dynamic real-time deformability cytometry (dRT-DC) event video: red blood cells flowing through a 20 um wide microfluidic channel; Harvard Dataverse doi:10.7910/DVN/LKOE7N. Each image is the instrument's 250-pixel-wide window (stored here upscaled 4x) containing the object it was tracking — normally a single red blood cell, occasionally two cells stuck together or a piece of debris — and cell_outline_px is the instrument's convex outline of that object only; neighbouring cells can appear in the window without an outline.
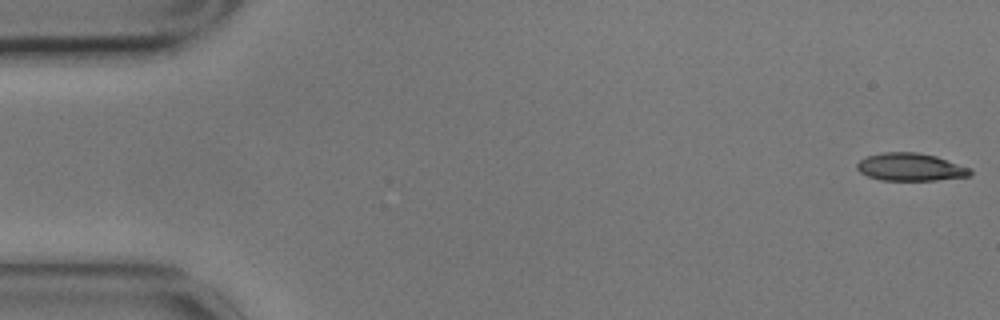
{"species": "common noctule bat (a hibernating species)", "species_latin": "Nyctalus noctula", "temperature_condition": "cold", "stored_images_in_passage": 57, "camera_frame_rate_fps": 3000, "um_per_image_px": 0.085, "animal": {"sex": "male", "body_mass_g": 17.9}, "frame": {"image": 1, "passage_image": 1, "time_ms": 0.0, "image_size_px": [1000, 320], "cell_outline_px": [[972, 176], [936, 180], [880, 180], [868, 176], [860, 172], [856, 168], [856, 164], [860, 160], [868, 156], [884, 152], [916, 152], [936, 156], [972, 168]], "centroid_in_image_um": [77.42, 14.2], "position_along_channel_um": 7.6, "area_um2": 18.38}}
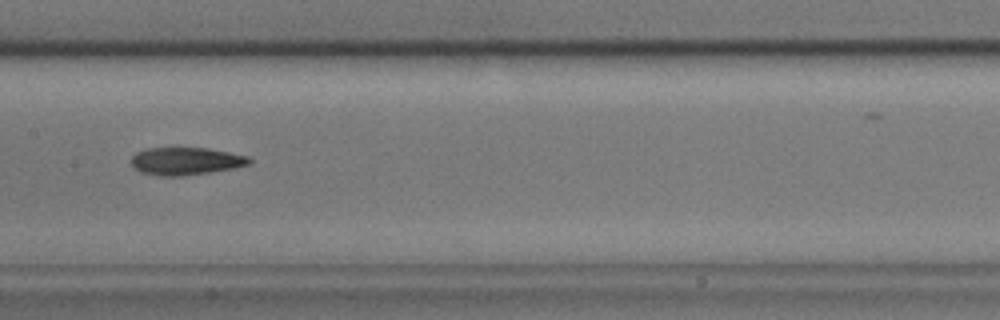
{"frame": {"image": 2, "passage_image": 28, "time_ms": 9.0, "image_size_px": [1000, 320], "cell_outline_px": [[252, 164], [236, 168], [180, 176], [160, 176], [140, 172], [132, 168], [132, 156], [136, 152], [148, 148], [208, 148], [248, 156], [252, 160]], "centroid_in_image_um": [15.8, 13.7], "position_along_channel_um": 191.6, "area_um2": 19.07}}
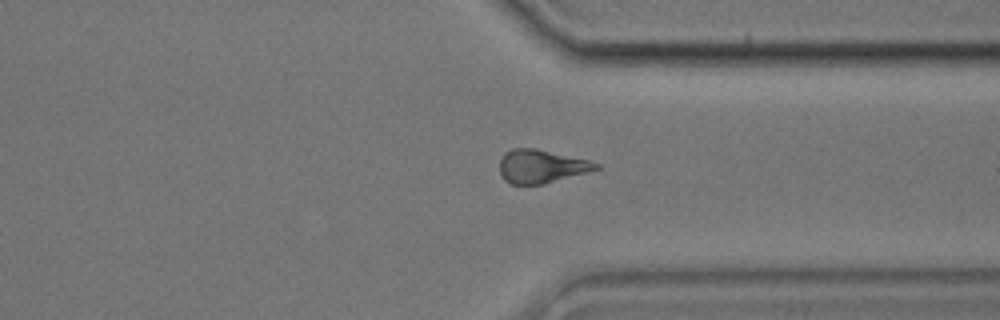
{"frame": {"image": 3, "passage_image": 43, "time_ms": 14.0, "image_size_px": [1000, 320], "cell_outline_px": [[600, 168], [588, 172], [544, 184], [508, 184], [500, 176], [500, 160], [504, 152], [512, 148], [536, 148], [588, 160], [600, 164]], "centroid_in_image_um": [45.98, 14.14], "position_along_channel_um": 365.4, "area_um2": 18.84}, "authors_computed_cell_mechanics": {"area_um2": 19.1318, "velocity_mm_per_s": 3.493, "shape_relaxation_time_tau1_ms": 10.2592, "shape_relaxation_time_tau2_ms": 2.5666, "deformation_change_tau1": 0.2403, "deformation_change_tau2": 0.1025}}